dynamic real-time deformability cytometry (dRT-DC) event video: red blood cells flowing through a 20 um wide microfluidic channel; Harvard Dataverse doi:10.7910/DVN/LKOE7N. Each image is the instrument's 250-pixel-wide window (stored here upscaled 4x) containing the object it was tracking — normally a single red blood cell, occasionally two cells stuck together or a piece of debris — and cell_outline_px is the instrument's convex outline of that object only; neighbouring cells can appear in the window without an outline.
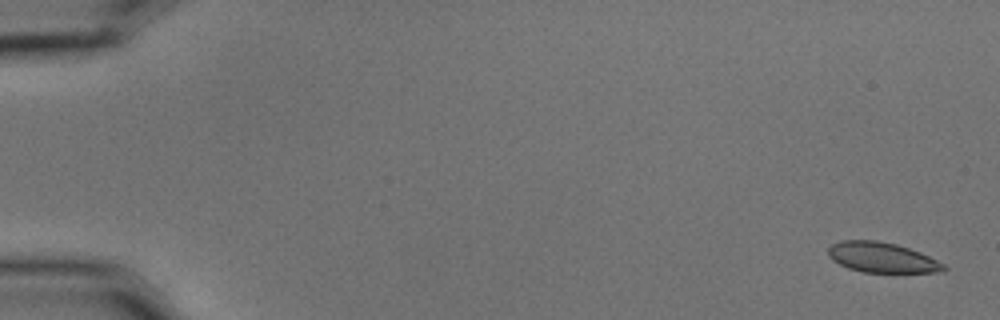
{"species": "common noctule bat (a hibernating species)", "species_latin": "Nyctalus noctula", "temperature_condition": "cold", "stored_images_in_passage": 4, "camera_frame_rate_fps": 3000, "um_per_image_px": 0.085, "animal": {"sex": "male", "body_mass_g": 15.6}, "frame": {"image": 1, "passage_image": 1, "time_ms": 0.0, "image_size_px": [1000, 320], "cell_outline_px": [[948, 268], [940, 272], [864, 272], [848, 268], [832, 260], [828, 256], [828, 248], [832, 244], [840, 240], [876, 240], [896, 244], [920, 252], [944, 264]], "centroid_in_image_um": [74.94, 21.88], "position_along_channel_um": 10.1, "area_um2": 20.23}}